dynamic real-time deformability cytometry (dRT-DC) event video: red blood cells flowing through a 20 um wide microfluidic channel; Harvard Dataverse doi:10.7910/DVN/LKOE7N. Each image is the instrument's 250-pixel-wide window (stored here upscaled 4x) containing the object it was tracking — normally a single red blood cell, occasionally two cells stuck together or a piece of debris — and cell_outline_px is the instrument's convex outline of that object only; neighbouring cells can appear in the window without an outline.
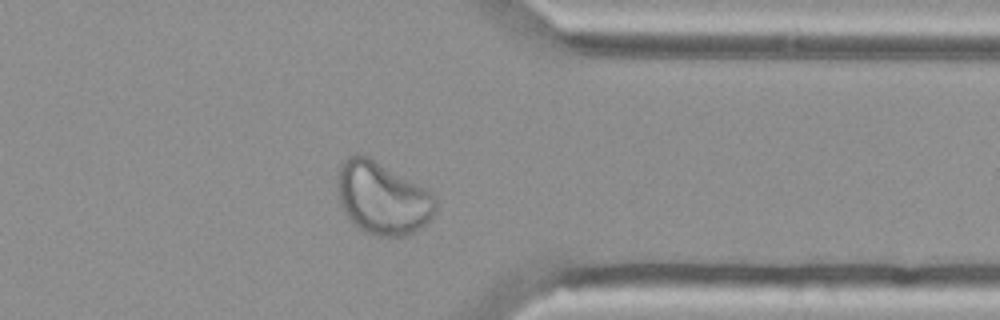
{"species": "Egyptian fruit bat (a non-hibernating species)", "species_latin": "Rousettus aegyptiacus", "temperature_condition": "cold", "stored_images_in_passage": 40, "camera_frame_rate_fps": 3000, "um_per_image_px": 0.085, "animal": {"sex": "female"}, "frame": {"image": 1, "passage_image": 29, "time_ms": 9.333, "image_size_px": [1000, 320], "cell_outline_px": [[436, 212], [412, 236], [376, 236], [364, 232], [348, 220], [344, 212], [336, 188], [336, 176], [340, 164], [348, 156], [356, 152], [368, 156], [432, 192], [436, 196]], "centroid_in_image_um": [32.48, 16.84], "position_along_channel_um": 378.9, "area_um2": 41.96}}